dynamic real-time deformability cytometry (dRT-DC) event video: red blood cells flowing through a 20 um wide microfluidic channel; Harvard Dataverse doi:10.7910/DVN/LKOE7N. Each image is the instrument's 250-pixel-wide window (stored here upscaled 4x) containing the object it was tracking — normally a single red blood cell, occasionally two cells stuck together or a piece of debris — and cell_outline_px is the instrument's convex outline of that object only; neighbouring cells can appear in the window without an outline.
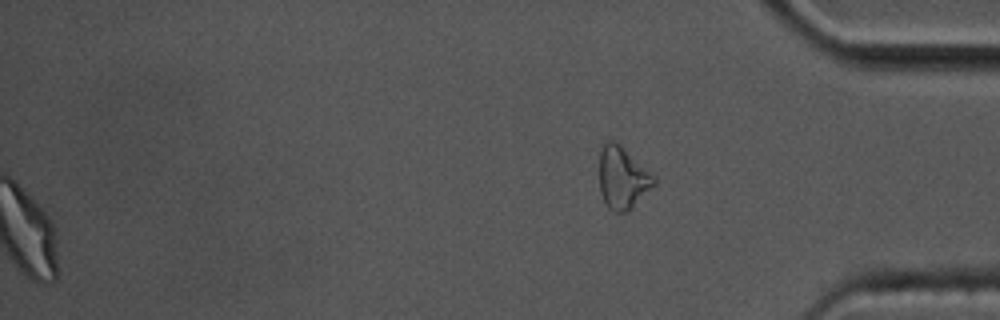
{"species": "common noctule bat (a hibernating species)", "species_latin": "Nyctalus noctula", "temperature_condition": "cold", "stored_images_in_passage": 55, "segment_of_instrument_passage": [2, 2], "camera_frame_rate_fps": 3000, "um_per_image_px": 0.085, "animal": {"sex": "male", "body_mass_g": 17.5, "forearm_length_mm": 52.3}, "frame": {"image": 1, "passage_image": 55, "time_ms": 18.0, "image_size_px": [1000, 320], "cell_outline_px": [[656, 184], [628, 212], [616, 212], [608, 208], [604, 204], [600, 192], [600, 152], [604, 144], [608, 140], [612, 140], [620, 144], [656, 176]], "centroid_in_image_um": [52.93, 15.13], "position_along_channel_um": 382.3, "area_um2": 20.0}}